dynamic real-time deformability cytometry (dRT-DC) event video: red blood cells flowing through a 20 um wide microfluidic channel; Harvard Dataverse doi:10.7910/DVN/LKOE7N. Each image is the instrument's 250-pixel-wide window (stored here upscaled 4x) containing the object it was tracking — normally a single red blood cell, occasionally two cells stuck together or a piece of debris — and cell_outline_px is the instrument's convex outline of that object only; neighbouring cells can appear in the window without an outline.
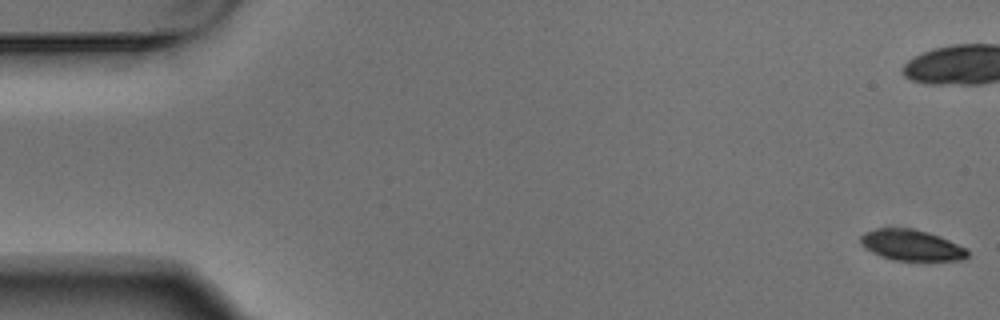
{"species": "Egyptian fruit bat (a non-hibernating species)", "species_latin": "Rousettus aegyptiacus", "temperature_condition": "warm", "stored_images_in_passage": 9, "camera_frame_rate_fps": 3000, "um_per_image_px": 0.085, "animal": {"sex": "male"}, "frame": {"image": 1, "passage_image": 1, "time_ms": 0.0, "image_size_px": [1000, 320], "cell_outline_px": [[968, 256], [964, 260], [896, 260], [880, 256], [864, 248], [860, 244], [860, 236], [864, 232], [876, 228], [912, 228], [928, 232], [940, 236], [968, 248]], "centroid_in_image_um": [77.47, 20.83], "position_along_channel_um": 7.5, "area_um2": 19.42}}
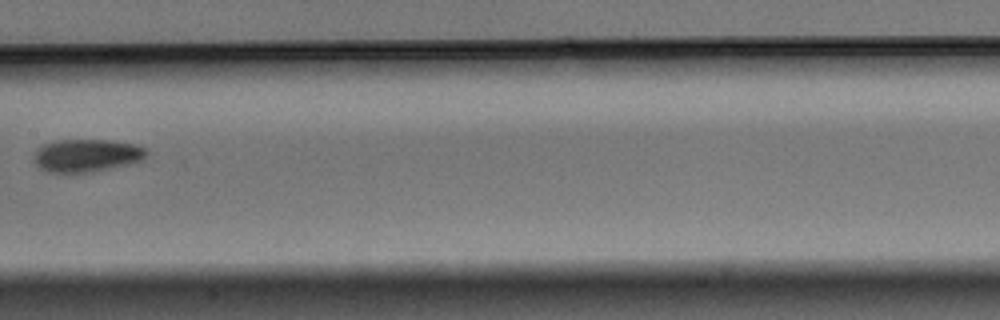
{"frame": {"image": 2, "passage_image": 9, "time_ms": 2.667, "image_size_px": [1000, 320], "cell_outline_px": [[148, 152], [144, 160], [128, 164], [92, 172], [44, 172], [36, 164], [36, 152], [44, 144], [56, 140], [112, 140], [136, 144], [148, 148]], "centroid_in_image_um": [7.44, 13.21], "position_along_channel_um": 200.0, "area_um2": 21.5}}